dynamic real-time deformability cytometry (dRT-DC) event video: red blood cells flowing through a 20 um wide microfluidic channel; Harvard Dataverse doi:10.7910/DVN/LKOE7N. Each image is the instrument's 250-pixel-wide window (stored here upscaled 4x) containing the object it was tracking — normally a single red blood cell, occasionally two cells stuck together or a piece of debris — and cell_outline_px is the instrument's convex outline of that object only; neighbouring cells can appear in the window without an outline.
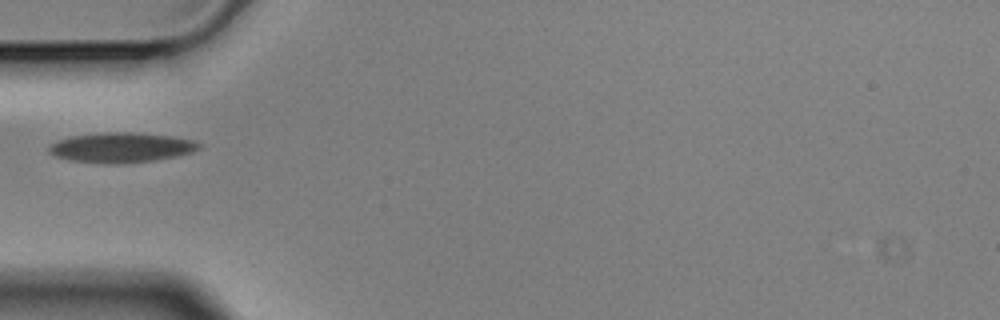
{"species": "Egyptian fruit bat (a non-hibernating species)", "species_latin": "Rousettus aegyptiacus", "temperature_condition": "cold", "stored_images_in_passage": 5, "camera_frame_rate_fps": 3000, "um_per_image_px": 0.085, "animal": {"sex": "male"}, "frame": {"image": 1, "passage_image": 5, "time_ms": 1.333, "image_size_px": [1000, 320], "cell_outline_px": [[200, 148], [192, 152], [176, 156], [156, 160], [116, 164], [72, 160], [56, 156], [48, 152], [48, 148], [56, 140], [68, 136], [104, 132], [132, 132], [172, 136], [192, 140], [200, 144]], "centroid_in_image_um": [10.29, 12.52], "position_along_channel_um": 74.7, "area_um2": 26.07}}